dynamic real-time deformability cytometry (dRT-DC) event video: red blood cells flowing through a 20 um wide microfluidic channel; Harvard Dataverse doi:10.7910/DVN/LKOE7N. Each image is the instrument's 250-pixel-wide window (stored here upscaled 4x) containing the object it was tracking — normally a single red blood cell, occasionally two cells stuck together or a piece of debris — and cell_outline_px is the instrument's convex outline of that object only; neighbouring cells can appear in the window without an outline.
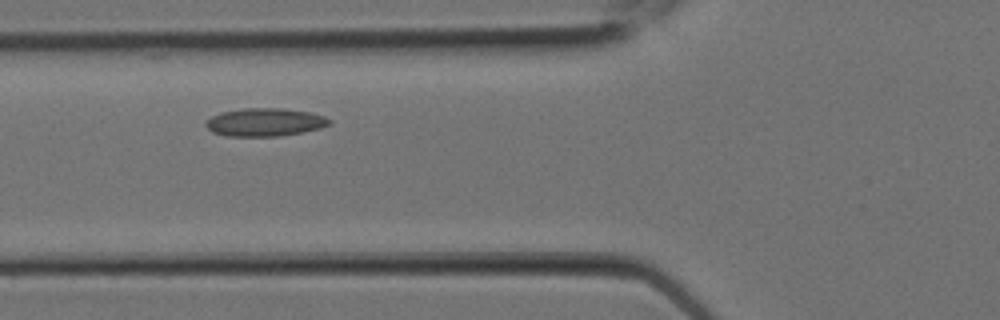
{"species": "Egyptian fruit bat (a non-hibernating species)", "species_latin": "Rousettus aegyptiacus", "temperature_condition": "room temperature", "stored_images_in_passage": 3, "camera_frame_rate_fps": 3000, "um_per_image_px": 0.085, "animal": {"sex": "female"}, "frame": {"image": 1, "passage_image": 2, "time_ms": 0.333, "image_size_px": [1000, 320], "cell_outline_px": [[332, 124], [320, 128], [280, 136], [228, 136], [212, 132], [204, 124], [212, 116], [220, 112], [244, 108], [280, 108], [308, 112], [324, 116], [332, 120]], "centroid_in_image_um": [22.51, 10.38], "position_along_channel_um": 103.3, "area_um2": 20.11}}